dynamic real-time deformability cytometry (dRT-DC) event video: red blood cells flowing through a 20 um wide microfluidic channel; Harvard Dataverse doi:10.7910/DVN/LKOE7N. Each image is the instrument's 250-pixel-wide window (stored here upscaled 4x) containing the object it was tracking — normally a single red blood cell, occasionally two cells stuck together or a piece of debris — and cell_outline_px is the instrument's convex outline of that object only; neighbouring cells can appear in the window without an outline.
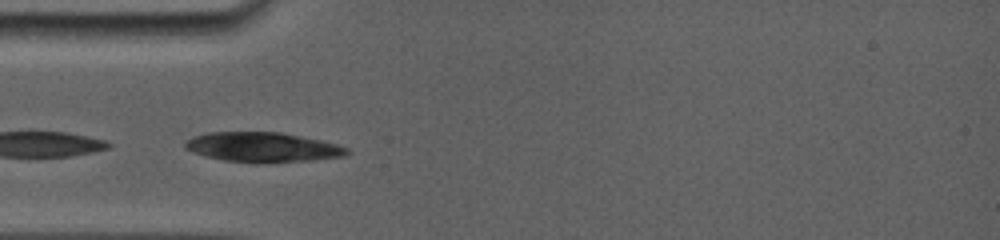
{"species": "common noctule bat (a hibernating species)", "species_latin": "Nyctalus noctula", "temperature_condition": "room temperature", "stored_images_in_passage": 1, "camera_frame_rate_fps": 5000, "um_per_image_px": 0.085, "animal": {"sex": "female", "body_mass_g": 19.0, "forearm_length_mm": 56.7}, "frame": {"image": 1, "passage_image": 1, "time_ms": 0.0, "image_size_px": [1000, 240], "cell_outline_px": [[352, 152], [344, 156], [312, 160], [224, 160], [204, 156], [192, 152], [184, 148], [184, 144], [192, 136], [208, 132], [280, 132], [320, 140], [336, 144], [348, 148]], "centroid_in_image_um": [22.3, 12.47], "position_along_channel_um": 62.7, "area_um2": 27.05}}